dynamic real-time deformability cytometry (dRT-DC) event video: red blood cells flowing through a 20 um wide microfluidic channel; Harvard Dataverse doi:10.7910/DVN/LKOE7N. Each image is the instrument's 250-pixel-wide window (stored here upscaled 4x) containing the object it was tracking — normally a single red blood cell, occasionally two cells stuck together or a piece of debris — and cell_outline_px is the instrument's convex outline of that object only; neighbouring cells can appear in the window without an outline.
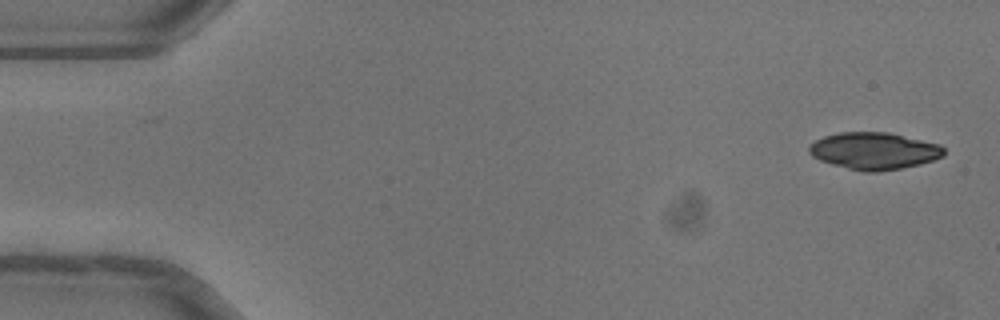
{"species": "common noctule bat (a hibernating species)", "species_latin": "Nyctalus noctula", "temperature_condition": "warm", "stored_images_in_passage": 12, "camera_frame_rate_fps": 3000, "um_per_image_px": 0.085, "animal": {"sex": "female"}, "frame": {"image": 1, "passage_image": 1, "time_ms": 0.0, "image_size_px": [1000, 320], "cell_outline_px": [[944, 156], [920, 164], [880, 172], [864, 172], [832, 164], [820, 160], [812, 156], [808, 152], [808, 148], [816, 140], [824, 136], [840, 132], [888, 132], [940, 144], [944, 148]], "centroid_in_image_um": [74.3, 12.82], "position_along_channel_um": 10.7, "area_um2": 29.02}}